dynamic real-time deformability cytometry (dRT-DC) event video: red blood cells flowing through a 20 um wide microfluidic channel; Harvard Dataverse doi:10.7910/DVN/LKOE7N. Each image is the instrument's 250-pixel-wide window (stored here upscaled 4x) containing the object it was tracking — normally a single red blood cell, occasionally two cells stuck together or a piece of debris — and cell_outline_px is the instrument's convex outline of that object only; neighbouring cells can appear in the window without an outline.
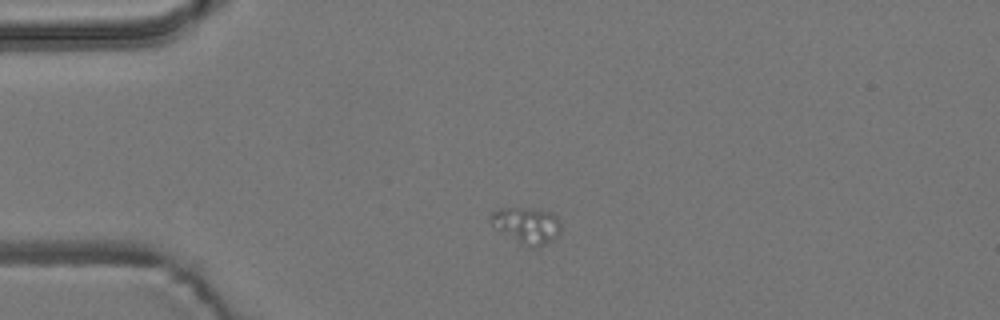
{"species": "common noctule bat (a hibernating species)", "species_latin": "Nyctalus noctula", "temperature_condition": "room temperature", "stored_images_in_passage": 3, "camera_frame_rate_fps": 3000, "um_per_image_px": 0.085, "animal": {"sex": "male", "body_mass_g": 19.2, "forearm_length_mm": 51.8}, "frame": {"image": 1, "passage_image": 2, "time_ms": 1.333, "image_size_px": [1000, 320], "cell_outline_px": [[560, 232], [552, 240], [544, 244], [536, 244], [520, 240], [496, 228], [488, 220], [492, 212], [500, 208], [540, 208], [552, 212], [560, 220]], "centroid_in_image_um": [44.8, 19.04], "position_along_channel_um": 40.2, "area_um2": 14.05}}